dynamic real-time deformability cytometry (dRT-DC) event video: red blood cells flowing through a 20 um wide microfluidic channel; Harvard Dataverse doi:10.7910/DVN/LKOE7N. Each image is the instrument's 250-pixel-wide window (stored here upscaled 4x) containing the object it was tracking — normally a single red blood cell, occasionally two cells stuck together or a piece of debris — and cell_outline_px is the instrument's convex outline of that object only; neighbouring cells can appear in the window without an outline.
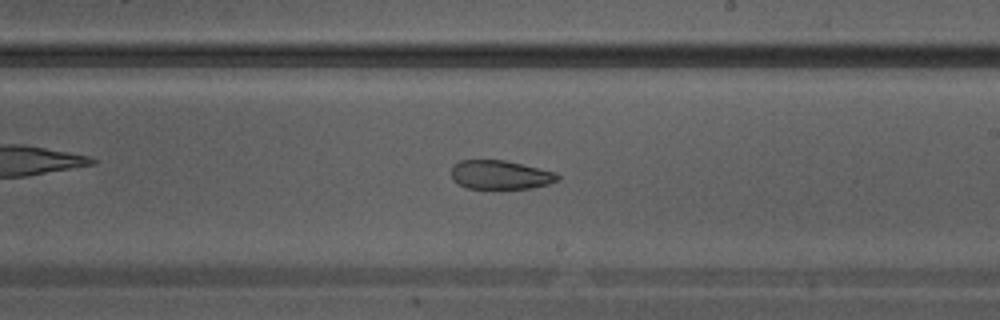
{"species": "Egyptian fruit bat (a non-hibernating species)", "species_latin": "Rousettus aegyptiacus", "temperature_condition": "warm", "stored_images_in_passage": 29, "camera_frame_rate_fps": 3000, "um_per_image_px": 0.085, "animal": {"sex": "male"}, "frame": {"image": 1, "passage_image": 17, "time_ms": 5.333, "image_size_px": [1000, 320], "cell_outline_px": [[560, 176], [556, 180], [548, 184], [532, 188], [468, 188], [460, 184], [452, 176], [452, 164], [460, 160], [504, 160], [556, 172]], "centroid_in_image_um": [42.53, 14.85], "position_along_channel_um": 246.5, "area_um2": 17.63}}